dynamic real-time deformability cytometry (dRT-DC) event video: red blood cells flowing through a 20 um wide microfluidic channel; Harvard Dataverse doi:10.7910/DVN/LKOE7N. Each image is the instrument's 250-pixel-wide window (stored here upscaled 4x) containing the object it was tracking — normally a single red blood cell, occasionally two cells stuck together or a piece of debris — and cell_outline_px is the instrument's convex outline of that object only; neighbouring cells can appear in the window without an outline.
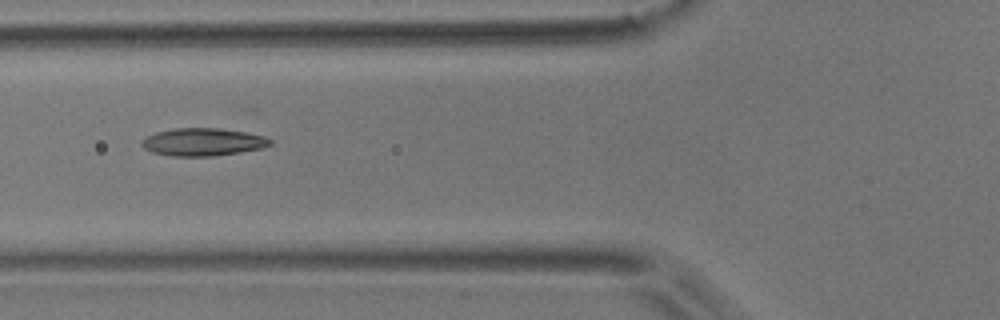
{"species": "common noctule bat (a hibernating species)", "species_latin": "Nyctalus noctula", "temperature_condition": "room temperature", "stored_images_in_passage": 8, "camera_frame_rate_fps": 3000, "um_per_image_px": 0.085, "animal": {"sex": "male", "body_mass_g": 17.9}, "frame": {"image": 1, "passage_image": 6, "time_ms": 1.667, "image_size_px": [1000, 320], "cell_outline_px": [[272, 144], [260, 148], [240, 152], [212, 156], [172, 156], [152, 152], [144, 148], [140, 144], [140, 140], [156, 132], [176, 128], [220, 128], [244, 132], [264, 136], [272, 140]], "centroid_in_image_um": [17.22, 12.07], "position_along_channel_um": 108.6, "area_um2": 20.63}}
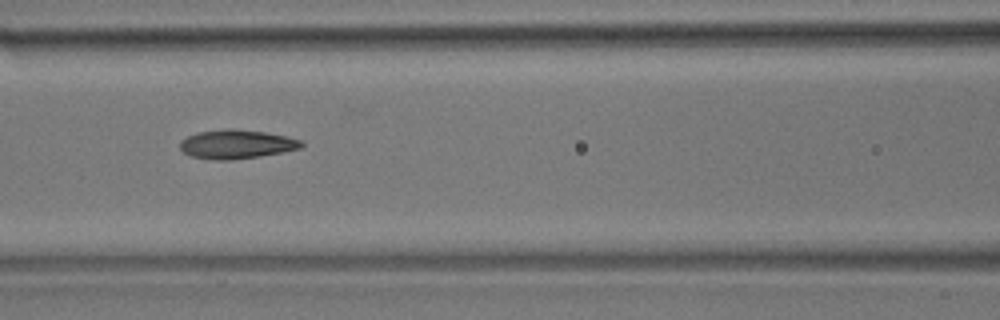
{"frame": {"image": 2, "passage_image": 7, "time_ms": 2.0, "image_size_px": [1000, 320], "cell_outline_px": [[304, 144], [300, 148], [260, 156], [232, 160], [216, 160], [192, 156], [184, 152], [180, 148], [180, 140], [196, 132], [228, 128], [232, 128], [264, 132], [304, 140]], "centroid_in_image_um": [20.09, 12.25], "position_along_channel_um": 146.5, "area_um2": 20.4}}